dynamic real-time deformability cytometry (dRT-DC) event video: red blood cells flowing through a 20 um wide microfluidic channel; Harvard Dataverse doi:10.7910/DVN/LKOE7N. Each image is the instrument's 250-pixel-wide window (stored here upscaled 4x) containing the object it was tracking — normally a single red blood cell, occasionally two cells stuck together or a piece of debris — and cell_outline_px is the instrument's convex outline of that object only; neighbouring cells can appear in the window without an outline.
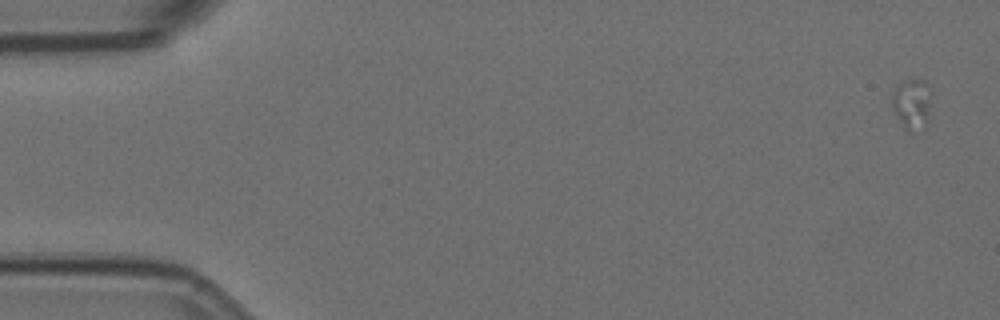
{"species": "Egyptian fruit bat (a non-hibernating species)", "species_latin": "Rousettus aegyptiacus", "temperature_condition": "room temperature", "stored_images_in_passage": 5, "camera_frame_rate_fps": 3000, "um_per_image_px": 0.085, "animal": {"sex": "female"}, "frame": {"image": 1, "passage_image": 1, "time_ms": 0.0, "image_size_px": [1000, 320], "cell_outline_px": [[928, 120], [924, 124], [908, 132], [904, 128], [896, 116], [892, 108], [892, 92], [904, 80], [924, 80], [928, 84]], "centroid_in_image_um": [77.45, 8.81], "position_along_channel_um": 7.5, "area_um2": 10.98}}